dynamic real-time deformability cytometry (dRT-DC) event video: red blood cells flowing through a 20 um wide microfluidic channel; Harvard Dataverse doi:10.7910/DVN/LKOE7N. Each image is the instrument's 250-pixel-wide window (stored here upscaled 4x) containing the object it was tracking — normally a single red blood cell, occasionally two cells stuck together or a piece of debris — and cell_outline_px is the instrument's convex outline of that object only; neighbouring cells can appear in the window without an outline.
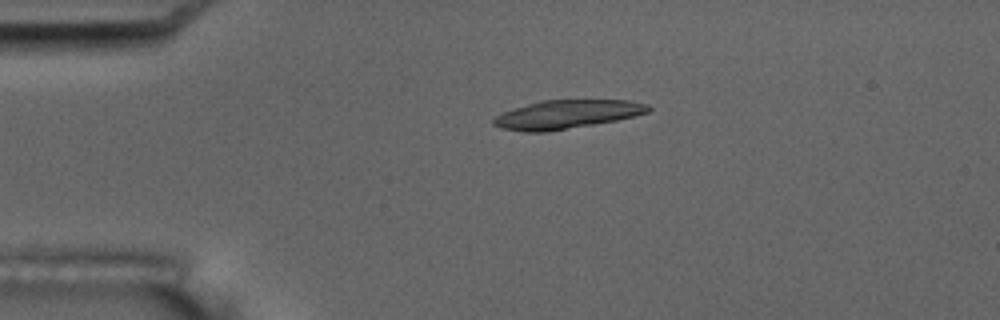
{"species": "common noctule bat (a hibernating species)", "species_latin": "Nyctalus noctula", "temperature_condition": "room temperature", "stored_images_in_passage": 5, "camera_frame_rate_fps": 3000, "um_per_image_px": 0.085, "animal": {"sex": "male", "body_mass_g": 17.5, "forearm_length_mm": 52.3}, "frame": {"image": 1, "passage_image": 3, "time_ms": 3.333, "image_size_px": [1000, 320], "cell_outline_px": [[652, 108], [648, 112], [616, 120], [548, 132], [524, 132], [504, 128], [492, 124], [492, 116], [540, 100], [628, 100], [648, 104]], "centroid_in_image_um": [48.16, 9.72], "position_along_channel_um": 36.8, "area_um2": 25.66}}